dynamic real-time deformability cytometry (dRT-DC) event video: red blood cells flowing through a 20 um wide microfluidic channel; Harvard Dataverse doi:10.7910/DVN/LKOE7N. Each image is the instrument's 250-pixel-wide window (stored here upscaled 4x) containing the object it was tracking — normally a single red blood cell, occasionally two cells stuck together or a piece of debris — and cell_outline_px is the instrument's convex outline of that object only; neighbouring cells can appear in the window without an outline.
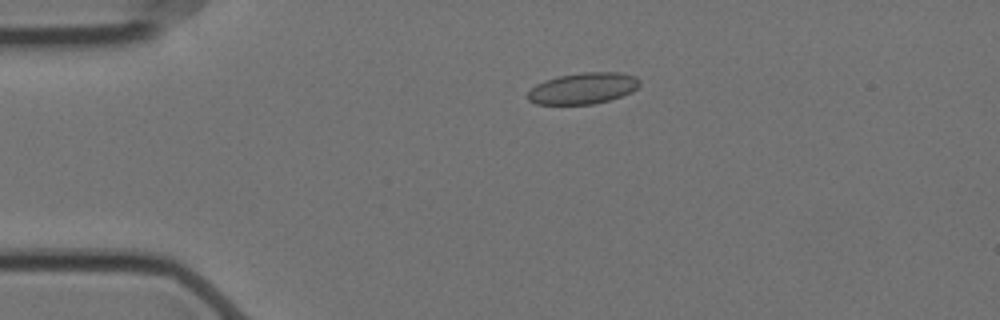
{"species": "Egyptian fruit bat (a non-hibernating species)", "species_latin": "Rousettus aegyptiacus", "temperature_condition": "cold", "stored_images_in_passage": 30, "camera_frame_rate_fps": 3000, "um_per_image_px": 0.085, "animal": {"sex": "female"}, "frame": {"image": 1, "passage_image": 4, "time_ms": 1.0, "image_size_px": [1000, 320], "cell_outline_px": [[640, 84], [632, 92], [608, 100], [592, 104], [536, 104], [528, 100], [528, 92], [536, 84], [544, 80], [560, 76], [584, 72], [616, 72], [636, 76], [640, 80]], "centroid_in_image_um": [49.56, 7.5], "position_along_channel_um": 35.4, "area_um2": 20.23}}
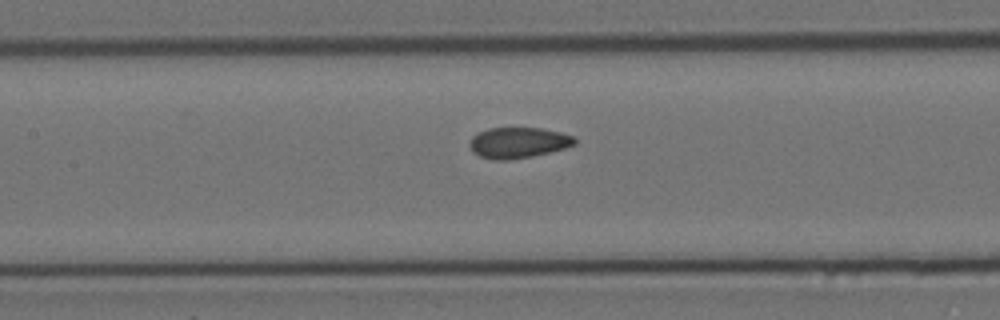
{"frame": {"image": 2, "passage_image": 18, "time_ms": 5.667, "image_size_px": [1000, 320], "cell_outline_px": [[576, 144], [564, 148], [532, 156], [508, 160], [496, 160], [480, 156], [472, 152], [468, 144], [472, 136], [488, 128], [540, 128], [560, 132], [576, 136]], "centroid_in_image_um": [44.04, 12.12], "position_along_channel_um": 163.4, "area_um2": 18.84}}
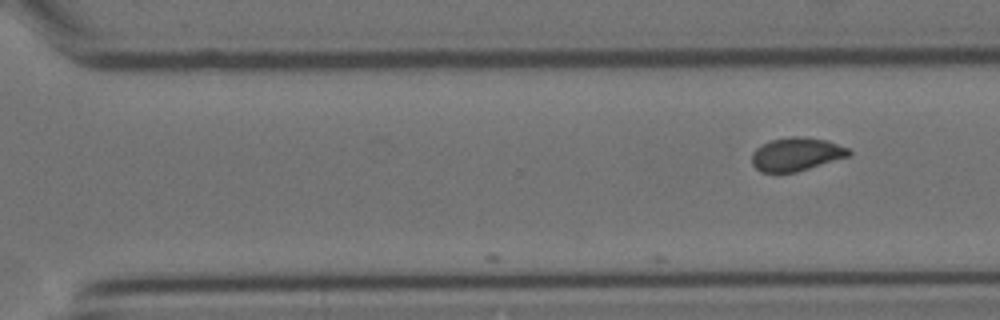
{"frame": {"image": 3, "passage_image": 30, "time_ms": 9.667, "image_size_px": [1000, 320], "cell_outline_px": [[852, 152], [848, 156], [796, 172], [760, 172], [752, 164], [752, 152], [756, 148], [772, 140], [792, 136], [800, 136], [824, 140], [848, 148]], "centroid_in_image_um": [67.66, 13.11], "position_along_channel_um": 302.9, "area_um2": 18.5}}